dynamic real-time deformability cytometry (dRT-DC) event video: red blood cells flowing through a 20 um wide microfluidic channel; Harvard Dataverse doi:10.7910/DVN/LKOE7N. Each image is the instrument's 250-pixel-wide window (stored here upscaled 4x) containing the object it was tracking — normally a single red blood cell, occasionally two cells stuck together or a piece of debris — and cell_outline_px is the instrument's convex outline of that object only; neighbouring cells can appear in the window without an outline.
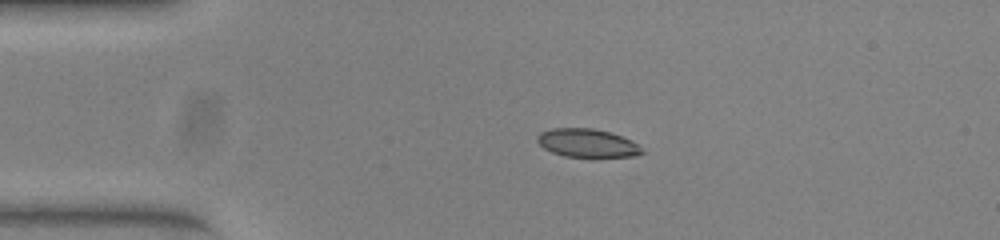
{"species": "common noctule bat (a hibernating species)", "species_latin": "Nyctalus noctula", "temperature_condition": "warm", "stored_images_in_passage": 46, "camera_frame_rate_fps": 3000, "um_per_image_px": 0.085, "animal": {"sex": "female", "body_mass_g": 23.0, "forearm_length_mm": 53.4}, "frame": {"image": 1, "passage_image": 11, "time_ms": 3.333, "image_size_px": [1000, 240], "cell_outline_px": [[644, 152], [636, 156], [564, 156], [552, 152], [544, 148], [536, 140], [536, 136], [540, 132], [552, 128], [592, 128], [608, 132], [632, 140]], "centroid_in_image_um": [49.87, 12.14], "position_along_channel_um": 35.1, "area_um2": 16.99}}
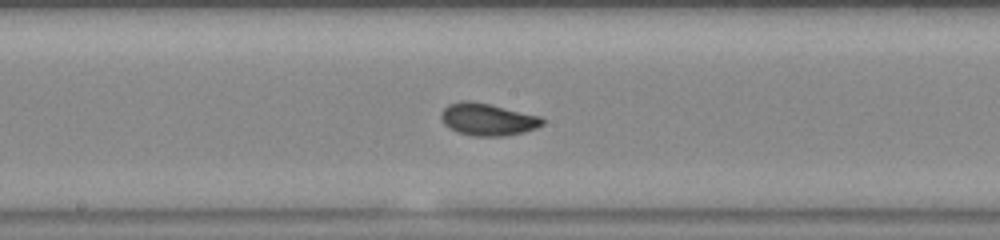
{"frame": {"image": 2, "passage_image": 27, "time_ms": 8.667, "image_size_px": [1000, 240], "cell_outline_px": [[544, 124], [536, 128], [524, 132], [504, 136], [472, 136], [456, 132], [448, 128], [444, 124], [440, 116], [440, 112], [448, 104], [460, 100], [468, 100], [488, 104], [540, 116], [544, 120]], "centroid_in_image_um": [41.41, 10.15], "position_along_channel_um": 206.8, "area_um2": 19.13}}
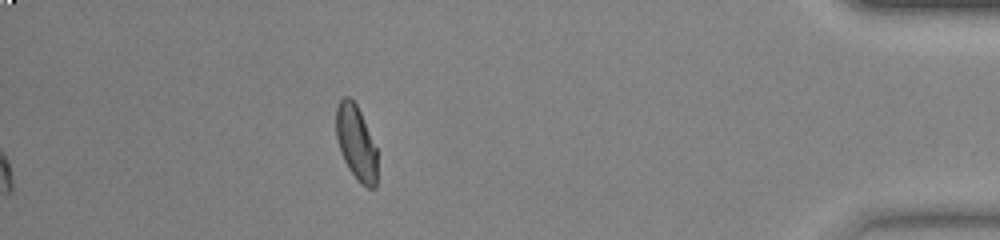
{"frame": {"image": 3, "passage_image": 46, "time_ms": 15.0, "image_size_px": [1000, 240], "cell_outline_px": [[376, 188], [368, 188], [360, 184], [348, 168], [340, 152], [336, 136], [336, 108], [340, 100], [344, 96], [348, 96], [356, 104], [360, 112], [376, 148]], "centroid_in_image_um": [30.25, 12.15], "position_along_channel_um": 404.9, "area_um2": 17.74}, "authors_computed_cell_mechanics": {"area_um2": 18.0047, "velocity_mm_per_s": 3.9372, "shape_relaxation_time_tau1_ms": 5.5286, "shape_relaxation_time_tau2_ms": 0.7289, "deformation_change_tau1": 0.1656, "deformation_change_tau2": 0.0428}}